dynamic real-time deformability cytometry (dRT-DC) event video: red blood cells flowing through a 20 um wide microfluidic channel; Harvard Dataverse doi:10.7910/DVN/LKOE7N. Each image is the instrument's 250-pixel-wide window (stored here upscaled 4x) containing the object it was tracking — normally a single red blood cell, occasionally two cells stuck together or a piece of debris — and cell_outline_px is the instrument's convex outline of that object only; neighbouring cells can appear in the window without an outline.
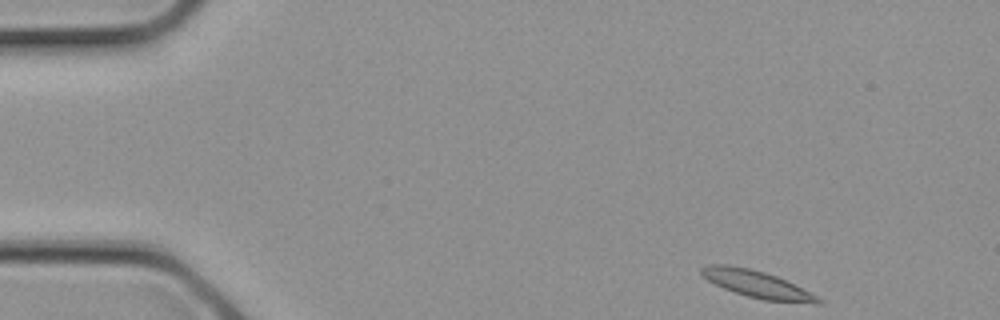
{"species": "common noctule bat (a hibernating species)", "species_latin": "Nyctalus noctula", "temperature_condition": "cold", "stored_images_in_passage": 15, "camera_frame_rate_fps": 3000, "um_per_image_px": 0.085, "animal": {"sex": "female", "body_mass_g": 21.9}, "frame": {"image": 1, "passage_image": 1, "time_ms": 0.0, "image_size_px": [1000, 320], "cell_outline_px": [[824, 304], [816, 304], [764, 300], [748, 296], [724, 288], [708, 280], [700, 272], [700, 268], [708, 264], [728, 264], [748, 268], [764, 272], [776, 276], [824, 300]], "centroid_in_image_um": [64.34, 24.16], "position_along_channel_um": 20.7, "area_um2": 18.09}}
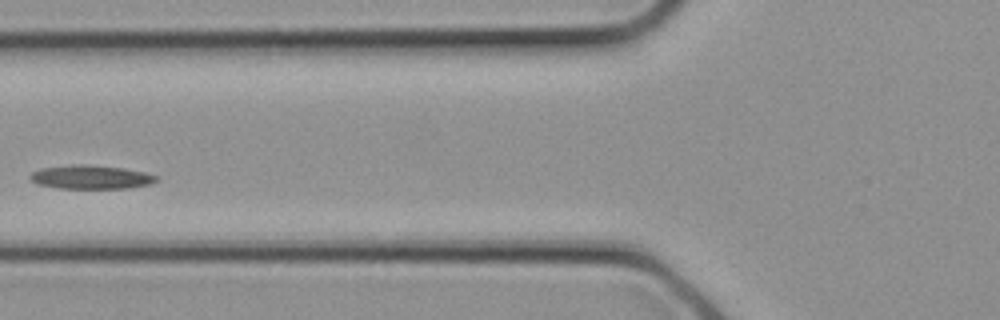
{"frame": {"image": 2, "passage_image": 9, "time_ms": 2.667, "image_size_px": [1000, 320], "cell_outline_px": [[160, 180], [148, 184], [128, 188], [60, 188], [36, 184], [28, 176], [32, 172], [40, 168], [72, 164], [84, 164], [124, 168], [144, 172], [156, 176]], "centroid_in_image_um": [7.7, 15.04], "position_along_channel_um": 118.1, "area_um2": 17.46}}
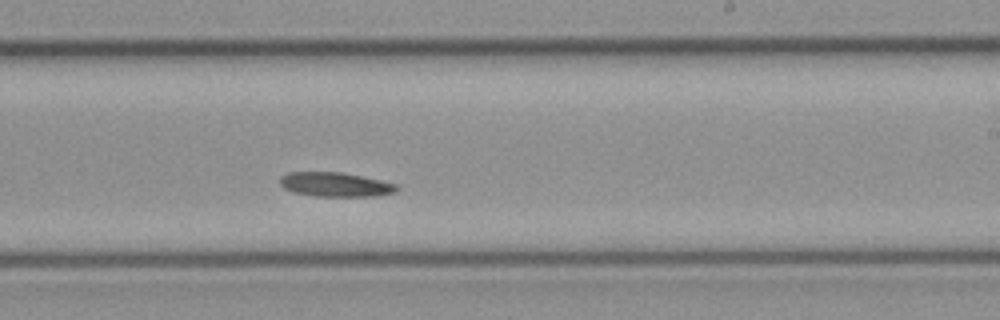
{"frame": {"image": 3, "passage_image": 15, "time_ms": 4.667, "image_size_px": [1000, 320], "cell_outline_px": [[400, 188], [396, 192], [376, 196], [316, 196], [292, 192], [284, 188], [280, 184], [280, 176], [288, 172], [340, 172], [380, 180], [396, 184]], "centroid_in_image_um": [28.49, 15.68], "position_along_channel_um": 260.5, "area_um2": 16.53}}